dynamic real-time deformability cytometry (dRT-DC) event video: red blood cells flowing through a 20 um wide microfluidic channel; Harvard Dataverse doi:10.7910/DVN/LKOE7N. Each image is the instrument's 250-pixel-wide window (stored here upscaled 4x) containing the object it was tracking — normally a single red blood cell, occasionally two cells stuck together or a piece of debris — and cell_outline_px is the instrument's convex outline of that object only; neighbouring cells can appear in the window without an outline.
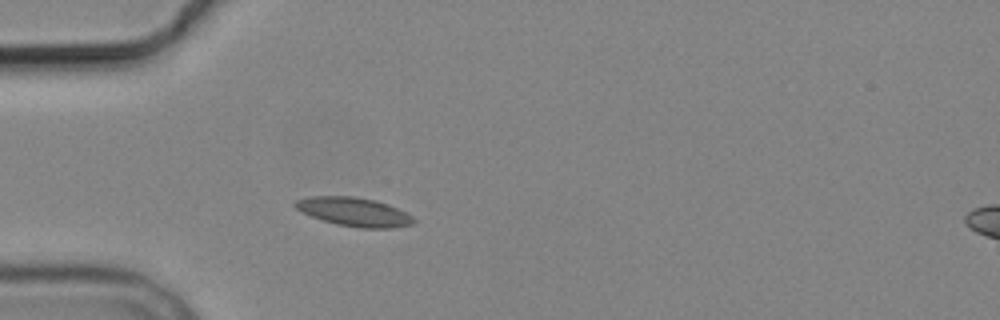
{"species": "common noctule bat (a hibernating species)", "species_latin": "Nyctalus noctula", "temperature_condition": "cold", "stored_images_in_passage": 2, "camera_frame_rate_fps": 3000, "um_per_image_px": 0.085, "animal": {"sex": "male", "body_mass_g": 19.2, "forearm_length_mm": 51.8}, "frame": {"image": 1, "passage_image": 2, "time_ms": 1.0, "image_size_px": [1000, 320], "cell_outline_px": [[416, 220], [412, 224], [392, 228], [360, 228], [336, 224], [300, 212], [292, 204], [296, 200], [312, 196], [352, 196], [376, 200], [388, 204], [412, 216]], "centroid_in_image_um": [30.08, 18.0], "position_along_channel_um": 54.9, "area_um2": 19.77}}